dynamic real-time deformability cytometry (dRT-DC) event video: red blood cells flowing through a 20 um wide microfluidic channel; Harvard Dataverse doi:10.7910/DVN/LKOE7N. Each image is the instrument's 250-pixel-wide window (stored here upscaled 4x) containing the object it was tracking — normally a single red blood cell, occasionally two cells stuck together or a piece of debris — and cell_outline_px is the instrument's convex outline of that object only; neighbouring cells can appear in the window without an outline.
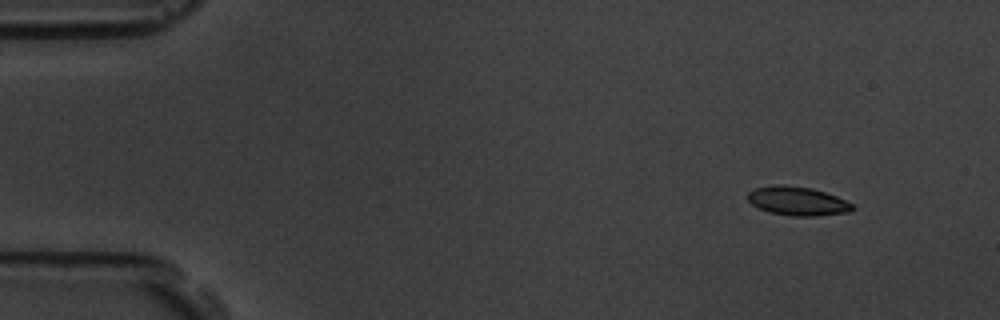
{"species": "common noctule bat (a hibernating species)", "species_latin": "Nyctalus noctula", "temperature_condition": "room temperature", "stored_images_in_passage": 4, "camera_frame_rate_fps": 3000, "um_per_image_px": 0.085, "animal": {"sex": "male", "body_mass_g": 19.5, "forearm_length_mm": 54.6}, "frame": {"image": 1, "passage_image": 1, "time_ms": 0.0, "image_size_px": [1000, 320], "cell_outline_px": [[856, 208], [848, 212], [816, 216], [792, 216], [768, 212], [752, 204], [748, 200], [748, 192], [756, 188], [776, 184], [784, 184], [812, 188], [836, 196], [852, 204]], "centroid_in_image_um": [67.78, 17.09], "position_along_channel_um": 17.2, "area_um2": 17.57}}
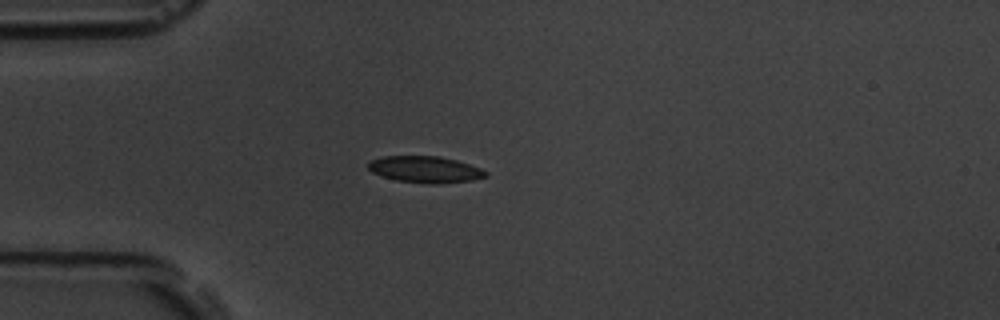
{"frame": {"image": 2, "passage_image": 4, "time_ms": 3.333, "image_size_px": [1000, 320], "cell_outline_px": [[488, 176], [472, 180], [440, 184], [428, 184], [396, 180], [372, 172], [368, 168], [368, 164], [372, 160], [384, 156], [440, 156], [456, 160], [480, 168], [488, 172]], "centroid_in_image_um": [36.17, 14.41], "position_along_channel_um": 48.8, "area_um2": 18.09}}